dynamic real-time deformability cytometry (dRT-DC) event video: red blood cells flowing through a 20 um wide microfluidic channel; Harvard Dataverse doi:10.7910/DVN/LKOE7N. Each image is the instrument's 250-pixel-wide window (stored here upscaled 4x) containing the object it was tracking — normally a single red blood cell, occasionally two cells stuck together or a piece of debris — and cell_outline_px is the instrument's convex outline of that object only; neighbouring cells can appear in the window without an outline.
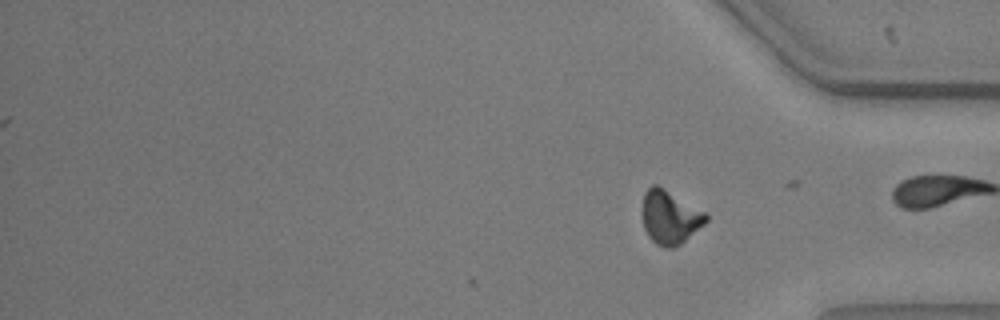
{"species": "common noctule bat (a hibernating species)", "species_latin": "Nyctalus noctula", "temperature_condition": "warm", "stored_images_in_passage": 29, "camera_frame_rate_fps": 3000, "um_per_image_px": 0.085, "animal": {"sex": "male", "body_mass_g": 20.5, "forearm_length_mm": 52.5}, "frame": {"image": 1, "passage_image": 29, "time_ms": 9.333, "image_size_px": [1000, 320], "cell_outline_px": [[708, 220], [704, 224], [680, 244], [672, 248], [664, 248], [656, 244], [648, 236], [644, 228], [644, 192], [652, 184], [656, 184], [664, 188], [704, 212], [708, 216]], "centroid_in_image_um": [56.94, 18.47], "position_along_channel_um": 378.3, "area_um2": 19.42}, "authors_computed_cell_mechanics": {"area_um2": 19.941, "velocity_mm_per_s": 3.6531, "shape_relaxation_time_tau1_ms": 4.1922, "shape_relaxation_time_tau2_ms": 2.9884, "deformation_change_tau1": 0.1801, "deformation_change_tau2": 0.0906}}